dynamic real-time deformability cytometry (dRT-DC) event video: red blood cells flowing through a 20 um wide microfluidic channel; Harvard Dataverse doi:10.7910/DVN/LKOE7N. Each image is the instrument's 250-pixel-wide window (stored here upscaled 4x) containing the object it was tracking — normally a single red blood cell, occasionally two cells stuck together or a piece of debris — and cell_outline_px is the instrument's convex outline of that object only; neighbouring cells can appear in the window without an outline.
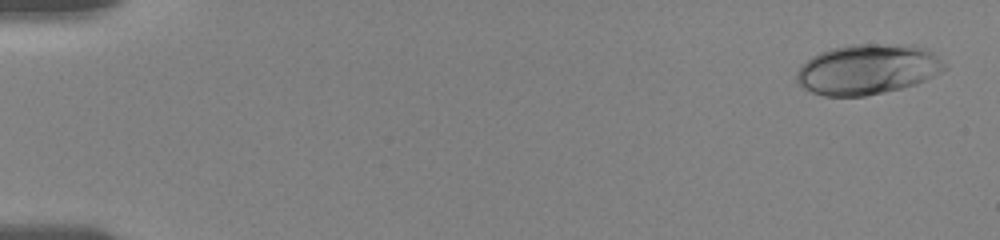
{"species": "human", "species_latin": "Homo sapiens", "temperature_condition": "room temperature", "stored_images_in_passage": 68, "camera_frame_rate_fps": 3000, "um_per_image_px": 0.085, "donor": {"sex": "female"}, "frame": {"image": 1, "passage_image": 2, "time_ms": 0.333, "image_size_px": [1000, 240], "cell_outline_px": [[948, 68], [916, 84], [884, 92], [864, 96], [824, 96], [800, 88], [796, 84], [796, 72], [812, 56], [820, 52], [832, 48], [852, 44], [912, 44], [924, 48], [932, 52]], "centroid_in_image_um": [73.71, 5.89], "position_along_channel_um": 11.3, "area_um2": 43.29}}
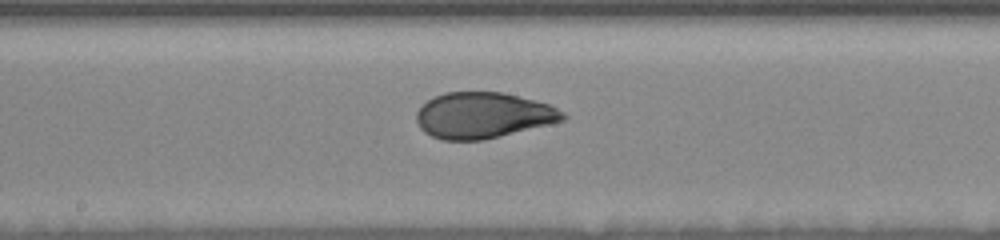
{"frame": {"image": 2, "passage_image": 37, "time_ms": 9.667, "image_size_px": [1000, 240], "cell_outline_px": [[568, 116], [564, 120], [484, 140], [444, 140], [432, 136], [424, 132], [420, 128], [416, 120], [416, 112], [428, 100], [444, 92], [504, 92], [548, 104], [564, 112]], "centroid_in_image_um": [41.05, 9.8], "position_along_channel_um": 207.2, "area_um2": 38.96}}
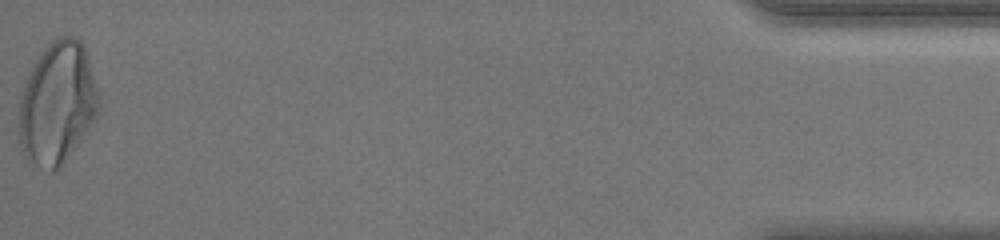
{"frame": {"image": 3, "passage_image": 68, "time_ms": 18.0, "image_size_px": [1000, 240], "cell_outline_px": [[100, 104], [96, 116], [80, 140], [60, 168], [52, 172], [48, 172], [36, 164], [24, 152], [20, 144], [20, 100], [28, 76], [40, 52], [56, 36], [72, 36], [80, 40], [84, 44], [100, 100]], "centroid_in_image_um": [4.89, 8.74], "position_along_channel_um": 430.3, "area_um2": 55.95}, "authors_computed_cell_mechanics": {"area_um2": 39.9976, "velocity_mm_per_s": 3.6908, "shape_relaxation_time_tau1_ms": 6.4917, "shape_relaxation_time_tau2_ms": 0.7303, "deformation_change_tau1": 0.1961, "deformation_change_tau2": 0.0521}}